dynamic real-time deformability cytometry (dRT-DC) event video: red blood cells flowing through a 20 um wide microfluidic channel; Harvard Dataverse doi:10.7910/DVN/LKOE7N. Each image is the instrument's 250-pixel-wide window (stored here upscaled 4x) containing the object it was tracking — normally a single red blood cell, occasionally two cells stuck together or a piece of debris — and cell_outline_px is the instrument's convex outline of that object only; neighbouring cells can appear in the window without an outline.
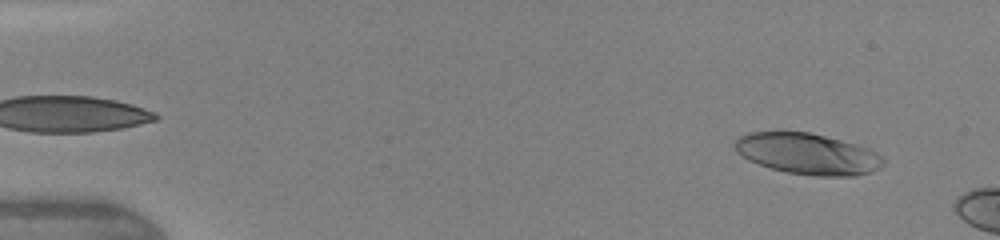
{"species": "human", "species_latin": "Homo sapiens", "temperature_condition": "warm", "stored_images_in_passage": 7, "camera_frame_rate_fps": 3000, "um_per_image_px": 0.085, "donor": {"sex": "female"}, "frame": {"image": 1, "passage_image": 3, "time_ms": 0.667, "image_size_px": [1000, 240], "cell_outline_px": [[884, 164], [880, 168], [872, 172], [856, 176], [816, 176], [788, 172], [772, 168], [748, 160], [736, 152], [732, 144], [740, 136], [748, 132], [808, 132], [856, 144], [876, 152], [884, 156]], "centroid_in_image_um": [68.66, 13.08], "position_along_channel_um": 16.3, "area_um2": 35.49}}